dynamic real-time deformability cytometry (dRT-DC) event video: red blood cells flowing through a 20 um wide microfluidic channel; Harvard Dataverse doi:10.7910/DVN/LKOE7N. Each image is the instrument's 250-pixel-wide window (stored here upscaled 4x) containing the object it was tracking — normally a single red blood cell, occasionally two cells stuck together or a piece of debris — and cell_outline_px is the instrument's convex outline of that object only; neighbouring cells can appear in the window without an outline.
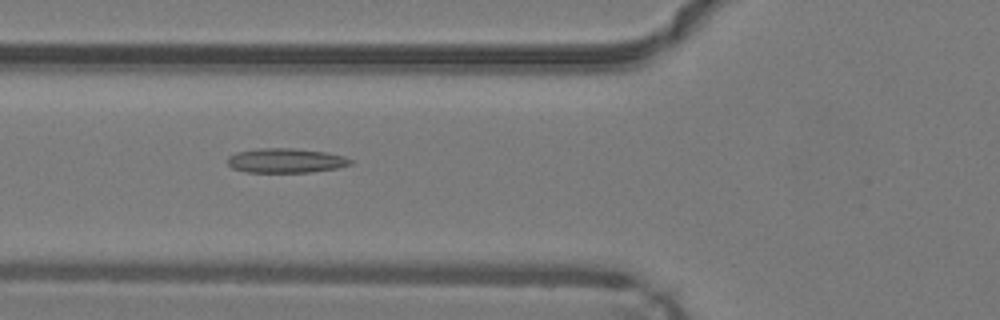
{"species": "common noctule bat (a hibernating species)", "species_latin": "Nyctalus noctula", "temperature_condition": "warm", "stored_images_in_passage": 47, "camera_frame_rate_fps": 3000, "um_per_image_px": 0.085, "animal": {"sex": "male", "body_mass_g": 19.2, "forearm_length_mm": 51.8}, "frame": {"image": 1, "passage_image": 17, "time_ms": 5.333, "image_size_px": [1000, 320], "cell_outline_px": [[352, 164], [340, 168], [312, 172], [248, 172], [232, 168], [228, 164], [228, 156], [236, 152], [260, 148], [292, 148], [324, 152], [344, 156], [352, 160]], "centroid_in_image_um": [24.31, 13.65], "position_along_channel_um": 101.5, "area_um2": 17.57}}
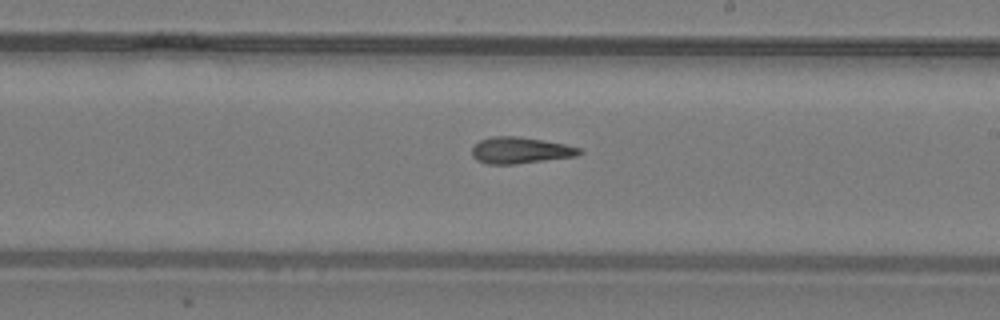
{"frame": {"image": 2, "passage_image": 27, "time_ms": 8.667, "image_size_px": [1000, 320], "cell_outline_px": [[584, 152], [576, 156], [516, 164], [488, 164], [476, 160], [472, 156], [472, 148], [480, 140], [492, 136], [516, 136], [564, 144], [580, 148]], "centroid_in_image_um": [44.21, 12.78], "position_along_channel_um": 244.8, "area_um2": 16.42}}
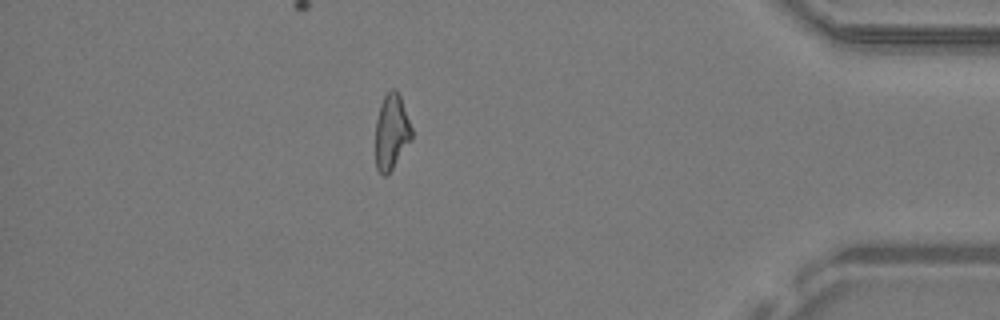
{"frame": {"image": 3, "passage_image": 41, "time_ms": 13.333, "image_size_px": [1000, 320], "cell_outline_px": [[412, 140], [392, 168], [384, 176], [376, 168], [376, 120], [380, 104], [384, 96], [392, 88], [396, 88], [400, 96], [412, 128]], "centroid_in_image_um": [33.28, 11.18], "position_along_channel_um": 401.9, "area_um2": 15.78}, "authors_computed_cell_mechanics": {"area_um2": 16.8776, "velocity_mm_per_s": 4.2889, "shape_relaxation_time_tau1_ms": null, "shape_relaxation_time_tau2_ms": 3.8937, "deformation_change_tau1": null, "deformation_change_tau2": 0.1313}}